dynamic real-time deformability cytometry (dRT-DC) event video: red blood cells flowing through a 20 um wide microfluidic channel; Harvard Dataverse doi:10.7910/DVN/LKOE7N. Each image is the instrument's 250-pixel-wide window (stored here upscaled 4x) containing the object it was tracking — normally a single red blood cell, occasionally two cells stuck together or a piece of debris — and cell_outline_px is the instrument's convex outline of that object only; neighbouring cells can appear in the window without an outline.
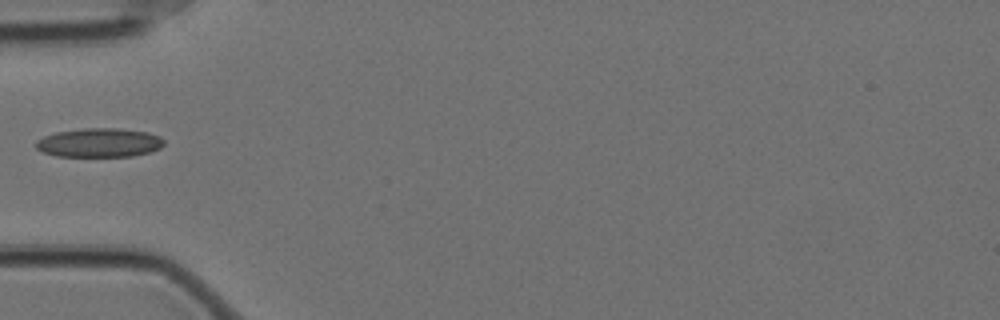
{"species": "Egyptian fruit bat (a non-hibernating species)", "species_latin": "Rousettus aegyptiacus", "temperature_condition": "cold", "stored_images_in_passage": 39, "camera_frame_rate_fps": 3000, "um_per_image_px": 0.085, "animal": {"sex": "female"}, "frame": {"image": 1, "passage_image": 1, "time_ms": 0.0, "image_size_px": [1000, 320], "cell_outline_px": [[164, 144], [160, 148], [148, 152], [132, 156], [56, 156], [44, 152], [36, 148], [36, 140], [44, 136], [56, 132], [84, 128], [116, 128], [148, 132], [160, 136], [164, 140]], "centroid_in_image_um": [8.44, 12.12], "position_along_channel_um": 76.6, "area_um2": 21.56}}
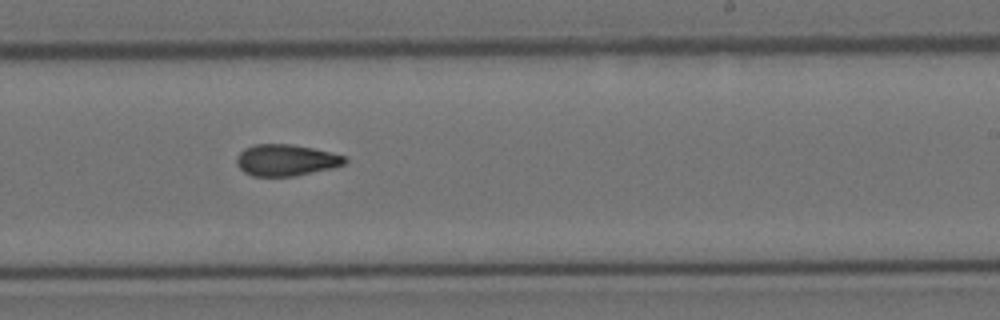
{"frame": {"image": 2, "passage_image": 17, "time_ms": 5.333, "image_size_px": [1000, 320], "cell_outline_px": [[348, 160], [344, 164], [332, 168], [292, 176], [252, 176], [244, 172], [236, 164], [236, 156], [244, 148], [252, 144], [292, 144], [312, 148], [348, 156]], "centroid_in_image_um": [24.3, 13.6], "position_along_channel_um": 264.7, "area_um2": 19.94}}
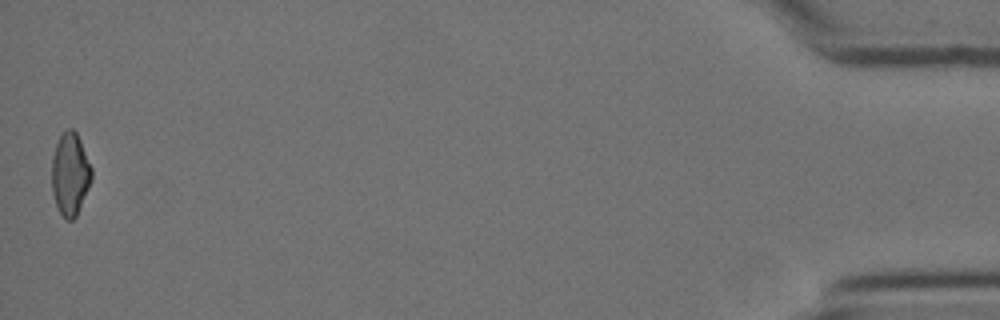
{"frame": {"image": 3, "passage_image": 39, "time_ms": 12.667, "image_size_px": [1000, 320], "cell_outline_px": [[92, 180], [76, 216], [72, 220], [68, 220], [60, 212], [56, 204], [52, 192], [52, 156], [56, 144], [60, 136], [68, 128], [72, 128], [76, 132], [80, 140], [92, 168]], "centroid_in_image_um": [5.97, 14.78], "position_along_channel_um": 429.2, "area_um2": 19.02}}